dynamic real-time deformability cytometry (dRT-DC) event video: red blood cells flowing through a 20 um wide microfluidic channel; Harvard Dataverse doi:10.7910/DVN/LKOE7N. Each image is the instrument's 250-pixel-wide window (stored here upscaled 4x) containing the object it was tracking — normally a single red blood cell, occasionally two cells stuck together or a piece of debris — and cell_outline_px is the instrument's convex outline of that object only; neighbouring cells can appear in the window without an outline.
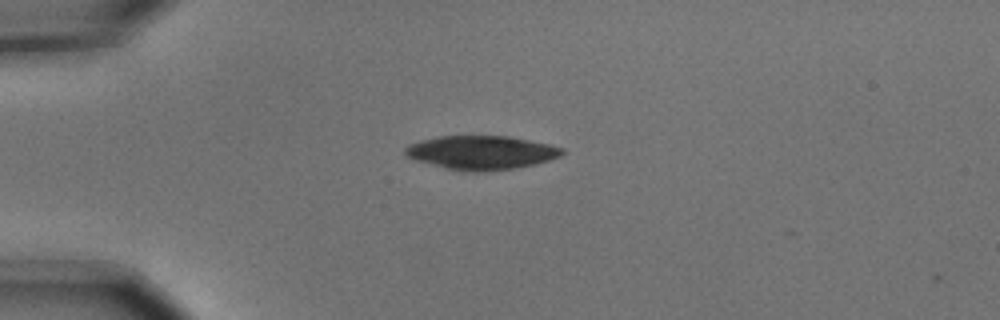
{"species": "common noctule bat (a hibernating species)", "species_latin": "Nyctalus noctula", "temperature_condition": "cold", "stored_images_in_passage": 6, "camera_frame_rate_fps": 3000, "um_per_image_px": 0.085, "animal": {"sex": "male", "body_mass_g": 15.6}, "frame": {"image": 1, "passage_image": 3, "time_ms": 0.667, "image_size_px": [1000, 320], "cell_outline_px": [[564, 152], [560, 156], [536, 164], [516, 168], [484, 172], [460, 172], [416, 160], [404, 156], [404, 148], [408, 144], [420, 140], [436, 136], [508, 136], [548, 144], [564, 148]], "centroid_in_image_um": [40.86, 12.98], "position_along_channel_um": 44.1, "area_um2": 31.21}}